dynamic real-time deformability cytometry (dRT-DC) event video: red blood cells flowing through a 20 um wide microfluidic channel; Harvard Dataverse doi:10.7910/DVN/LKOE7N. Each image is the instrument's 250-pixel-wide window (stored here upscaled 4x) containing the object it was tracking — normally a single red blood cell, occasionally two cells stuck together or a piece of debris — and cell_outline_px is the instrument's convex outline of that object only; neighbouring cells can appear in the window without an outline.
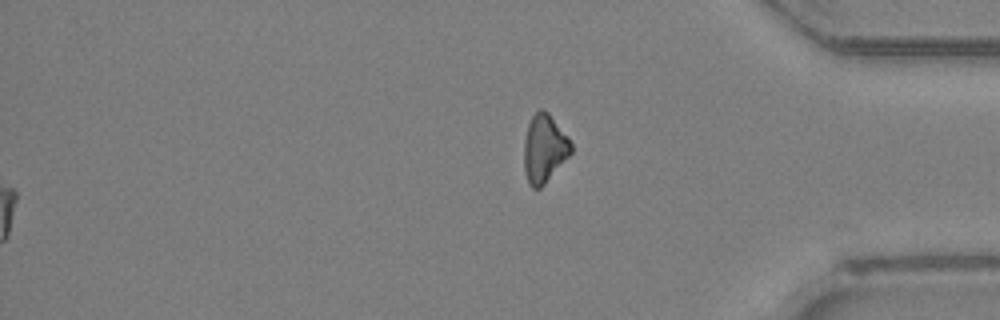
{"species": "Egyptian fruit bat (a non-hibernating species)", "species_latin": "Rousettus aegyptiacus", "temperature_condition": "room temperature", "stored_images_in_passage": 36, "segment_of_instrument_passage": [2, 2], "camera_frame_rate_fps": 3000, "um_per_image_px": 0.085, "animal": {"sex": "female"}, "frame": {"image": 1, "passage_image": 36, "time_ms": 11.667, "image_size_px": [1000, 320], "cell_outline_px": [[572, 152], [544, 184], [540, 188], [532, 188], [528, 184], [524, 172], [524, 140], [528, 124], [532, 116], [540, 108], [544, 108], [548, 112], [568, 136], [572, 144]], "centroid_in_image_um": [46.25, 12.61], "position_along_channel_um": 388.9, "area_um2": 18.73}}